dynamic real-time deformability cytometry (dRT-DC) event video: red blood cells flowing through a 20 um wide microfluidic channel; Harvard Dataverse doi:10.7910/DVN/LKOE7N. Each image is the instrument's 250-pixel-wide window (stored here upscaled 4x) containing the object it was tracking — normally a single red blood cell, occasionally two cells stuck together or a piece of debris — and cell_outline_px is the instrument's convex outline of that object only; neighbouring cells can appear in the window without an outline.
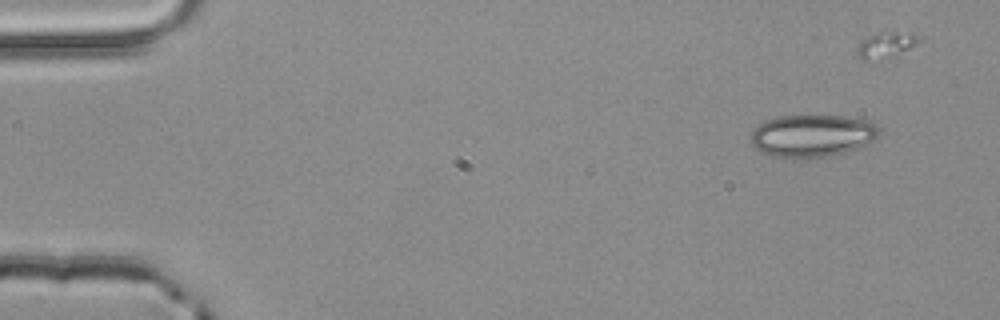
{"species": "common noctule bat (a hibernating species)", "species_latin": "Nyctalus noctula", "temperature_condition": "room temperature", "stored_images_in_passage": 4, "camera_frame_rate_fps": 3000, "um_per_image_px": 0.085, "animal": {"sex": "male", "body_mass_g": 20.4}, "frame": {"image": 1, "passage_image": 1, "time_ms": 0.0, "image_size_px": [1000, 320], "cell_outline_px": [[880, 132], [876, 140], [868, 144], [844, 152], [824, 156], [776, 156], [760, 152], [752, 144], [752, 132], [760, 124], [768, 120], [780, 116], [844, 116], [864, 120], [876, 124], [880, 128]], "centroid_in_image_um": [69.09, 11.51], "position_along_channel_um": 15.9, "area_um2": 30.92}}